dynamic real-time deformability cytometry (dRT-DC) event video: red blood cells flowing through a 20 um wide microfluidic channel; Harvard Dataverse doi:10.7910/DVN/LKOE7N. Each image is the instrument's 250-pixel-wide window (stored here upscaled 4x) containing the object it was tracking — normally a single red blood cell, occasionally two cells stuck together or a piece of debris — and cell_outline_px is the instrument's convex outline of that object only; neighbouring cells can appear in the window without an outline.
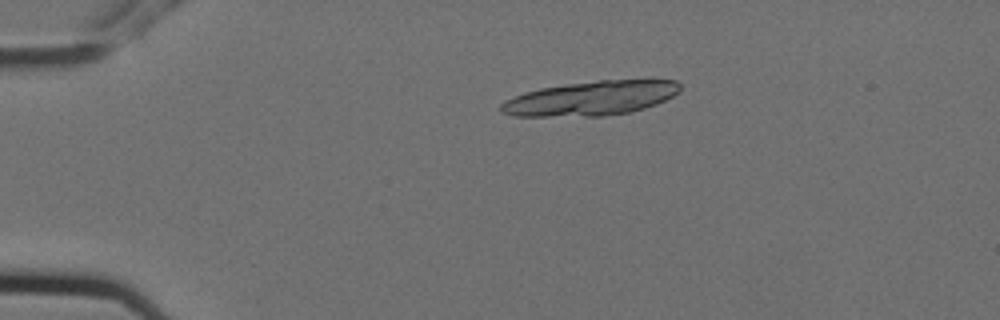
{"species": "Egyptian fruit bat (a non-hibernating species)", "species_latin": "Rousettus aegyptiacus", "temperature_condition": "cold", "stored_images_in_passage": 6, "camera_frame_rate_fps": 3000, "um_per_image_px": 0.085, "animal": {"sex": "female"}, "frame": {"image": 1, "passage_image": 3, "time_ms": 0.667, "image_size_px": [1000, 320], "cell_outline_px": [[680, 92], [656, 104], [644, 108], [628, 112], [604, 116], [512, 116], [500, 112], [500, 104], [504, 100], [524, 92], [540, 88], [564, 84], [600, 80], [676, 80], [680, 84]], "centroid_in_image_um": [50.19, 8.35], "position_along_channel_um": 34.8, "area_um2": 35.89}}